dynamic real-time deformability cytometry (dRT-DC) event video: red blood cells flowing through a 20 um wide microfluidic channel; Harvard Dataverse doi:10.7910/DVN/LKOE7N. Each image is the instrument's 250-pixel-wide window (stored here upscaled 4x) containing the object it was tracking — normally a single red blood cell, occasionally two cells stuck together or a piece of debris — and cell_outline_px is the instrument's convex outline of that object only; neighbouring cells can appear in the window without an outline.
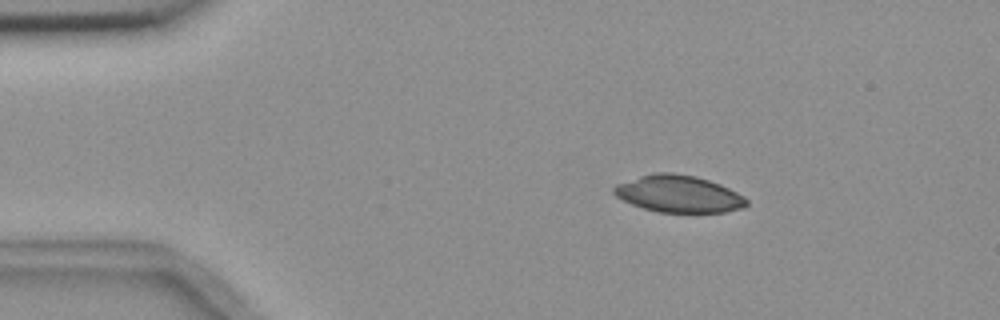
{"species": "common noctule bat (a hibernating species)", "species_latin": "Nyctalus noctula", "temperature_condition": "room temperature", "stored_images_in_passage": 3, "camera_frame_rate_fps": 3000, "um_per_image_px": 0.085, "animal": {"sex": "female", "body_mass_g": 18.4}, "frame": {"image": 1, "passage_image": 1, "time_ms": 0.0, "image_size_px": [1000, 320], "cell_outline_px": [[748, 204], [744, 208], [724, 212], [660, 212], [644, 208], [632, 204], [616, 196], [612, 192], [612, 188], [616, 184], [640, 176], [656, 172], [672, 172], [696, 176], [720, 184], [744, 196], [748, 200]], "centroid_in_image_um": [57.69, 16.47], "position_along_channel_um": 27.3, "area_um2": 28.55}}